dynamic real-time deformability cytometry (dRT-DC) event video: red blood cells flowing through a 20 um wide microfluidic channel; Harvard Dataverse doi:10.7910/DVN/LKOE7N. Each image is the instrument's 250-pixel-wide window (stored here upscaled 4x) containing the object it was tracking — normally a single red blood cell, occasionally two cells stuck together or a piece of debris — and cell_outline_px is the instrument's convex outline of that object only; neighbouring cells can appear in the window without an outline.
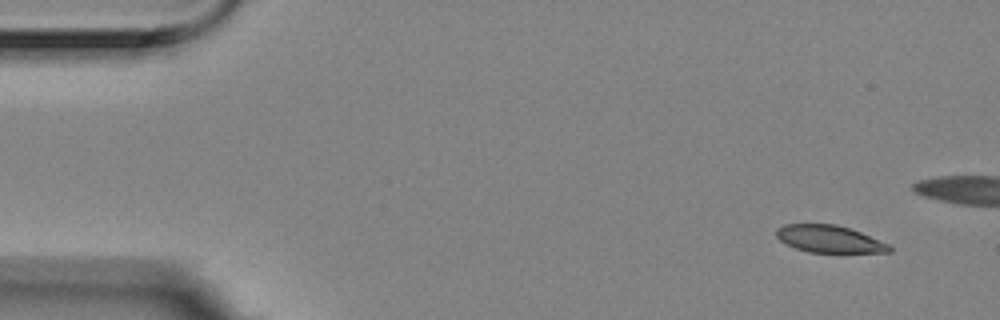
{"species": "Egyptian fruit bat (a non-hibernating species)", "species_latin": "Rousettus aegyptiacus", "temperature_condition": "room temperature", "stored_images_in_passage": 5, "camera_frame_rate_fps": 3000, "um_per_image_px": 0.085, "animal": {"sex": "female"}, "frame": {"image": 1, "passage_image": 1, "time_ms": 0.0, "image_size_px": [1000, 320], "cell_outline_px": [[892, 252], [808, 252], [796, 248], [780, 240], [776, 236], [776, 228], [784, 224], [836, 224], [860, 232], [888, 244], [892, 248]], "centroid_in_image_um": [70.47, 20.31], "position_along_channel_um": 14.5, "area_um2": 17.69}}